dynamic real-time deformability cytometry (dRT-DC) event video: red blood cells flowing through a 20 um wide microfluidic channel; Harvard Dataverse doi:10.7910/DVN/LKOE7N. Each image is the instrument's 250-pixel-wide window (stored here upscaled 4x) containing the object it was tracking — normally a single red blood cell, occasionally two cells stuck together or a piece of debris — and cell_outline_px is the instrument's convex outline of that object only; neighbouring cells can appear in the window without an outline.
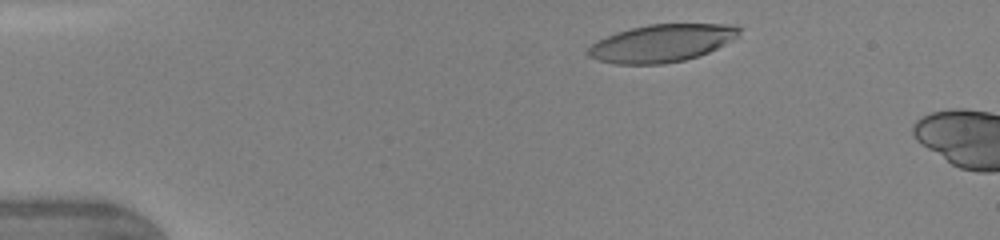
{"species": "human", "species_latin": "Homo sapiens", "temperature_condition": "warm", "stored_images_in_passage": 8, "camera_frame_rate_fps": 3000, "um_per_image_px": 0.085, "donor": {"sex": "female"}, "frame": {"image": 1, "passage_image": 3, "time_ms": 1.0, "image_size_px": [1000, 240], "cell_outline_px": [[740, 32], [732, 40], [708, 52], [684, 60], [664, 64], [616, 64], [600, 60], [588, 56], [584, 52], [592, 44], [616, 32], [648, 24], [736, 24], [740, 28]], "centroid_in_image_um": [56.24, 3.67], "position_along_channel_um": 28.8, "area_um2": 32.83}}